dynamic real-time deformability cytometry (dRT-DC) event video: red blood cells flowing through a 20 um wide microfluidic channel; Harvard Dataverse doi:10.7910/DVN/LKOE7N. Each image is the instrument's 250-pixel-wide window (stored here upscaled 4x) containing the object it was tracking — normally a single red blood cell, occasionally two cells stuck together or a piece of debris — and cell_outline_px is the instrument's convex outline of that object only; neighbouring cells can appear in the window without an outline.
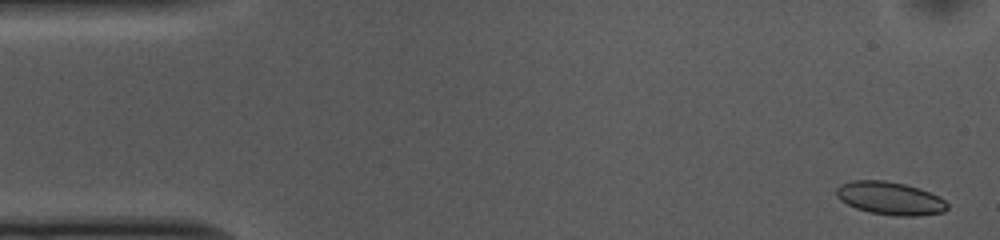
{"species": "common noctule bat (a hibernating species)", "species_latin": "Nyctalus noctula", "temperature_condition": "cold", "stored_images_in_passage": 54, "camera_frame_rate_fps": 3000, "um_per_image_px": 0.085, "animal": {"sex": "female", "body_mass_g": 10.0, "forearm_length_mm": 53.1}, "frame": {"image": 1, "passage_image": 2, "time_ms": 0.333, "image_size_px": [1000, 240], "cell_outline_px": [[948, 208], [944, 212], [916, 216], [896, 216], [868, 212], [856, 208], [840, 200], [836, 196], [836, 188], [840, 184], [852, 180], [884, 180], [904, 184], [920, 188], [944, 200], [948, 204]], "centroid_in_image_um": [75.63, 16.85], "position_along_channel_um": 9.4, "area_um2": 21.33}}
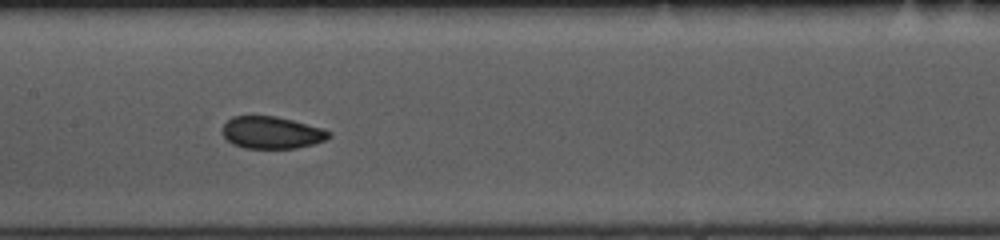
{"frame": {"image": 2, "passage_image": 25, "time_ms": 8.0, "image_size_px": [1000, 240], "cell_outline_px": [[332, 136], [324, 140], [312, 144], [296, 148], [244, 148], [232, 144], [224, 136], [224, 124], [232, 116], [276, 116], [324, 128], [332, 132]], "centroid_in_image_um": [23.13, 11.27], "position_along_channel_um": 184.3, "area_um2": 19.88}}
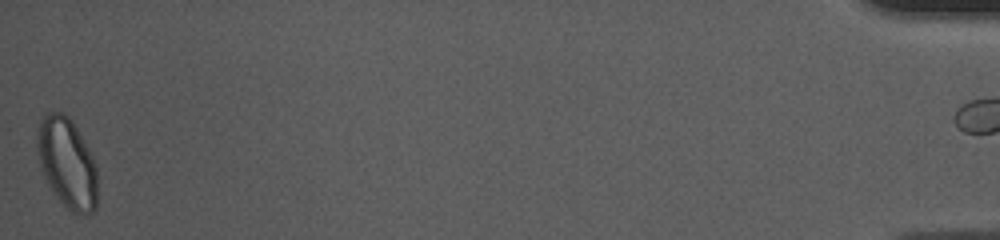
{"frame": {"image": 3, "passage_image": 53, "time_ms": 17.333, "image_size_px": [1000, 240], "cell_outline_px": [[96, 208], [92, 212], [72, 212], [56, 196], [48, 184], [40, 168], [36, 152], [36, 136], [40, 120], [48, 112], [64, 112], [72, 120], [88, 148], [92, 156], [96, 168]], "centroid_in_image_um": [5.66, 13.8], "position_along_channel_um": 429.5, "area_um2": 31.44}, "authors_computed_cell_mechanics": {"area_um2": 21.2126, "velocity_mm_per_s": 3.7036, "shape_relaxation_time_tau1_ms": 8.0302, "shape_relaxation_time_tau2_ms": 2.5997, "deformation_change_tau1": 0.106, "deformation_change_tau2": 0.0685}}